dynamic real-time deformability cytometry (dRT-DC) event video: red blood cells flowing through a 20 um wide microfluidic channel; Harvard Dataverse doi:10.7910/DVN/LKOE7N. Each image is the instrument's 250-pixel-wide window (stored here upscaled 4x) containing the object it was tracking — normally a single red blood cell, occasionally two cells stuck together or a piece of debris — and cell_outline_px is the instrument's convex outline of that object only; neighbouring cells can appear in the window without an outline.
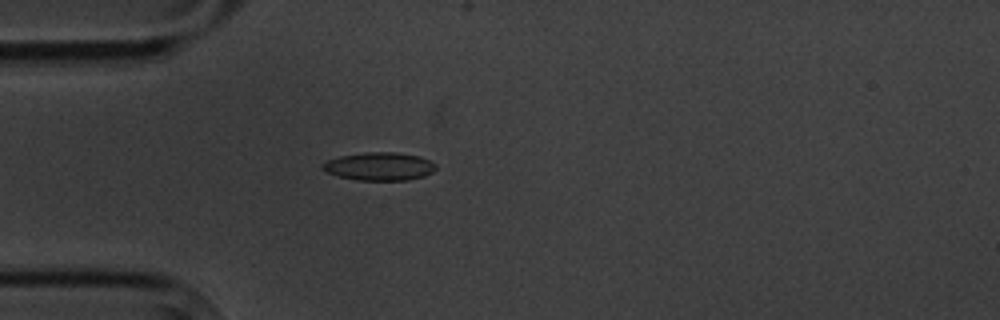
{"species": "common noctule bat (a hibernating species)", "species_latin": "Nyctalus noctula", "temperature_condition": "cold", "stored_images_in_passage": 1, "camera_frame_rate_fps": 3000, "um_per_image_px": 0.085, "animal": {"sex": "male", "body_mass_g": 20.1, "forearm_length_mm": 53.5}, "frame": {"image": 1, "passage_image": 1, "time_ms": 0.0, "image_size_px": [1000, 320], "cell_outline_px": [[436, 168], [432, 172], [424, 176], [408, 180], [356, 180], [336, 176], [324, 172], [320, 168], [320, 164], [328, 160], [340, 156], [364, 152], [396, 152], [420, 156], [436, 164]], "centroid_in_image_um": [32.2, 14.14], "position_along_channel_um": 52.8, "area_um2": 18.79}}